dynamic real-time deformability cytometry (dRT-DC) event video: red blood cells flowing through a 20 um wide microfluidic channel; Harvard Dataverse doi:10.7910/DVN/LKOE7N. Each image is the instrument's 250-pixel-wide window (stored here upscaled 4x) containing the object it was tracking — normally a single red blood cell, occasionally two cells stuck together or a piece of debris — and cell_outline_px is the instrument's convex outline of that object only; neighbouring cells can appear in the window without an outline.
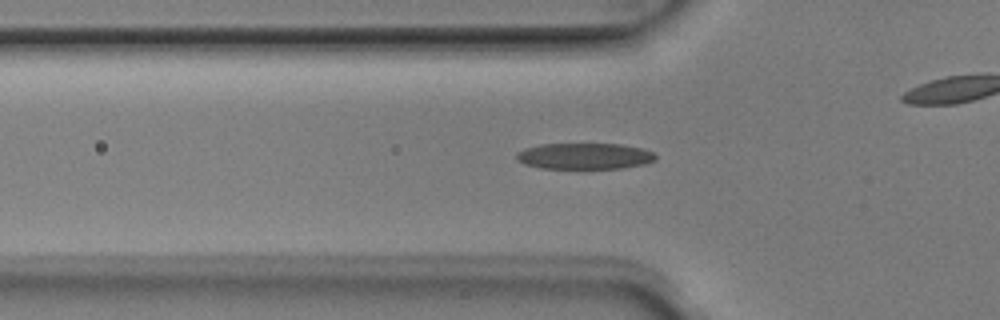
{"species": "Egyptian fruit bat (a non-hibernating species)", "species_latin": "Rousettus aegyptiacus", "temperature_condition": "room temperature", "stored_images_in_passage": 38, "camera_frame_rate_fps": 3000, "um_per_image_px": 0.085, "animal": {"sex": "male"}, "frame": {"image": 1, "passage_image": 13, "time_ms": 4.0, "image_size_px": [1000, 320], "cell_outline_px": [[656, 160], [644, 164], [620, 168], [540, 168], [524, 164], [516, 160], [516, 152], [524, 148], [540, 144], [620, 144], [644, 148], [652, 152], [656, 156]], "centroid_in_image_um": [49.66, 13.26], "position_along_channel_um": 76.1, "area_um2": 21.27}}
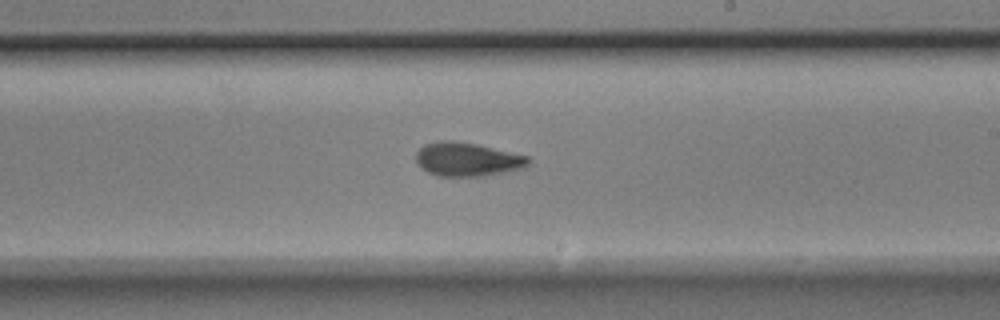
{"frame": {"image": 2, "passage_image": 26, "time_ms": 8.333, "image_size_px": [1000, 320], "cell_outline_px": [[532, 160], [524, 168], [484, 176], [436, 176], [428, 172], [416, 160], [416, 152], [424, 144], [440, 140], [456, 140], [476, 144], [528, 156]], "centroid_in_image_um": [39.73, 13.54], "position_along_channel_um": 249.3, "area_um2": 22.08}}
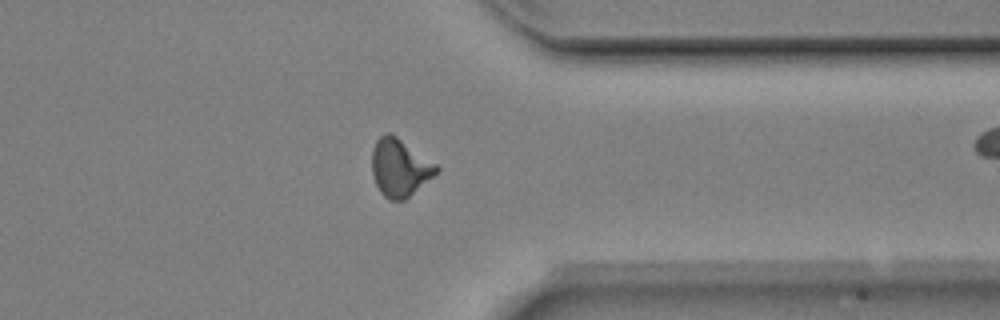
{"frame": {"image": 3, "passage_image": 36, "time_ms": 11.667, "image_size_px": [1000, 320], "cell_outline_px": [[440, 172], [404, 200], [388, 200], [380, 192], [376, 184], [372, 172], [372, 148], [376, 140], [380, 136], [388, 132], [396, 136], [436, 164], [440, 168]], "centroid_in_image_um": [33.98, 14.26], "position_along_channel_um": 377.4, "area_um2": 21.62}}